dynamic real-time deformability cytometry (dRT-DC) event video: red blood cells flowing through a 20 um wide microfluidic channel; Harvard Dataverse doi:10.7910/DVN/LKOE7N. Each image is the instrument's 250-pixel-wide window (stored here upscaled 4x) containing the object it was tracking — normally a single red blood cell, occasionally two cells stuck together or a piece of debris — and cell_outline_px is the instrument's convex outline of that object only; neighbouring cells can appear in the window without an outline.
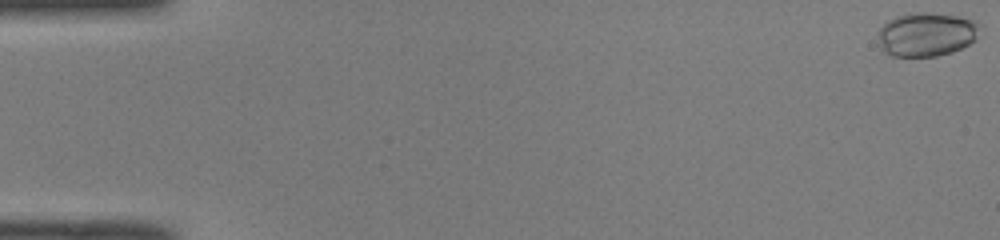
{"species": "common noctule bat (a hibernating species)", "species_latin": "Nyctalus noctula", "temperature_condition": "room temperature", "stored_images_in_passage": 51, "camera_frame_rate_fps": 3000, "um_per_image_px": 0.085, "animal": {"sex": "male", "body_mass_g": 19.0, "forearm_length_mm": 50.8}, "frame": {"image": 1, "passage_image": 1, "time_ms": 0.0, "image_size_px": [1000, 240], "cell_outline_px": [[976, 36], [968, 44], [952, 52], [936, 56], [892, 56], [884, 52], [880, 44], [880, 28], [888, 20], [896, 16], [924, 12], [956, 16], [972, 20], [976, 24]], "centroid_in_image_um": [78.69, 2.93], "position_along_channel_um": 6.3, "area_um2": 25.2}}
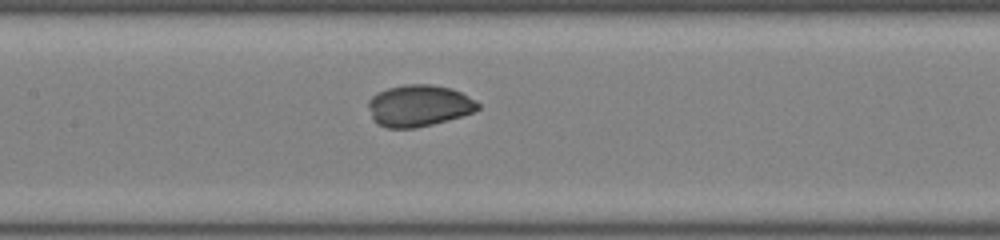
{"frame": {"image": 2, "passage_image": 25, "time_ms": 8.0, "image_size_px": [1000, 240], "cell_outline_px": [[480, 108], [476, 112], [448, 120], [416, 128], [388, 128], [376, 124], [372, 120], [368, 108], [368, 100], [376, 92], [388, 88], [404, 84], [432, 84], [452, 88], [476, 100], [480, 104]], "centroid_in_image_um": [35.6, 8.98], "position_along_channel_um": 171.8, "area_um2": 26.99}}
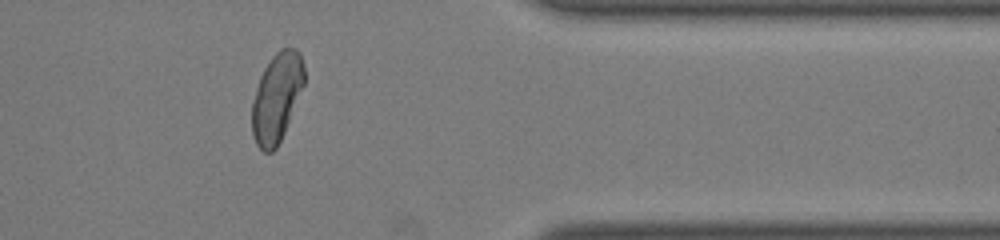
{"frame": {"image": 3, "passage_image": 42, "time_ms": 13.667, "image_size_px": [1000, 240], "cell_outline_px": [[304, 84], [284, 132], [276, 148], [272, 152], [264, 152], [256, 144], [252, 132], [252, 100], [260, 76], [264, 68], [272, 56], [280, 48], [296, 48], [300, 52], [304, 64]], "centroid_in_image_um": [23.51, 8.26], "position_along_channel_um": 387.9, "area_um2": 26.93}, "authors_computed_cell_mechanics": {"area_um2": 26.4146, "velocity_mm_per_s": 4.0979, "shape_relaxation_time_tau1_ms": 3.4964, "shape_relaxation_time_tau2_ms": 0.9704, "deformation_change_tau1": 0.1446, "deformation_change_tau2": 0.0304}}